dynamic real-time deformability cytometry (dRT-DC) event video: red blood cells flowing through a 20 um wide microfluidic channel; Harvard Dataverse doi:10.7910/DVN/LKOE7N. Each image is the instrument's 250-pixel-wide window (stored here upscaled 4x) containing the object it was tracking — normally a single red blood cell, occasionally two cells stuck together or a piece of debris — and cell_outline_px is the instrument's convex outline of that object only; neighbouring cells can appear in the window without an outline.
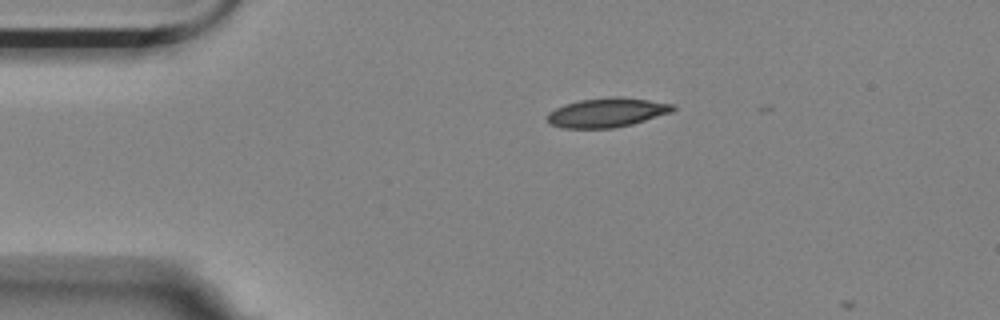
{"species": "Egyptian fruit bat (a non-hibernating species)", "species_latin": "Rousettus aegyptiacus", "temperature_condition": "room temperature", "stored_images_in_passage": 3, "camera_frame_rate_fps": 3000, "um_per_image_px": 0.085, "animal": {"sex": "female"}, "frame": {"image": 1, "passage_image": 1, "time_ms": 0.0, "image_size_px": [1000, 320], "cell_outline_px": [[676, 108], [672, 112], [632, 124], [616, 128], [560, 128], [548, 124], [544, 116], [548, 112], [564, 104], [580, 100], [612, 96], [620, 96], [676, 104]], "centroid_in_image_um": [51.55, 9.57], "position_along_channel_um": 33.4, "area_um2": 21.79}}